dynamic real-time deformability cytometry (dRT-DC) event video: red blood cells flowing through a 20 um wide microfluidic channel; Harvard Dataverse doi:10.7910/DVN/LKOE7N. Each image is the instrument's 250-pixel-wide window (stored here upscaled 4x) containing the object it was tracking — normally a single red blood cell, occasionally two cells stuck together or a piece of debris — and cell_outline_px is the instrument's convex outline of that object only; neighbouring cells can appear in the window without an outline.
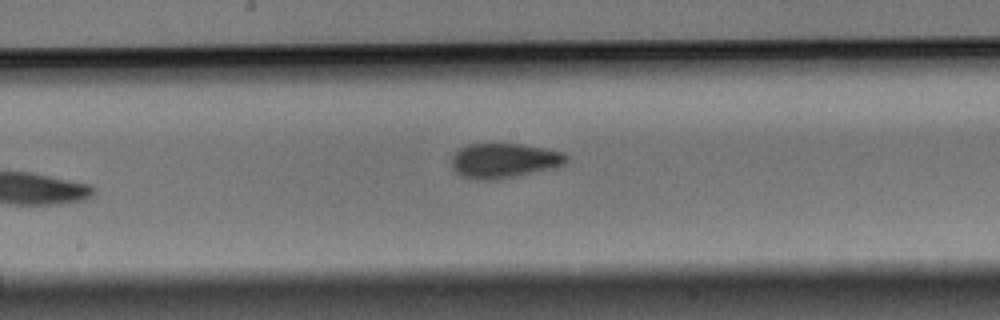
{"species": "Egyptian fruit bat (a non-hibernating species)", "species_latin": "Rousettus aegyptiacus", "temperature_condition": "warm", "stored_images_in_passage": 6, "camera_frame_rate_fps": 3000, "um_per_image_px": 0.085, "animal": {"sex": "male"}, "frame": {"image": 1, "passage_image": 6, "time_ms": 1.667, "image_size_px": [1000, 320], "cell_outline_px": [[568, 160], [564, 164], [556, 168], [496, 180], [476, 180], [464, 176], [456, 172], [452, 168], [452, 156], [460, 148], [468, 144], [520, 144], [544, 148], [564, 152], [568, 156]], "centroid_in_image_um": [42.88, 13.66], "position_along_channel_um": 205.3, "area_um2": 23.35}}